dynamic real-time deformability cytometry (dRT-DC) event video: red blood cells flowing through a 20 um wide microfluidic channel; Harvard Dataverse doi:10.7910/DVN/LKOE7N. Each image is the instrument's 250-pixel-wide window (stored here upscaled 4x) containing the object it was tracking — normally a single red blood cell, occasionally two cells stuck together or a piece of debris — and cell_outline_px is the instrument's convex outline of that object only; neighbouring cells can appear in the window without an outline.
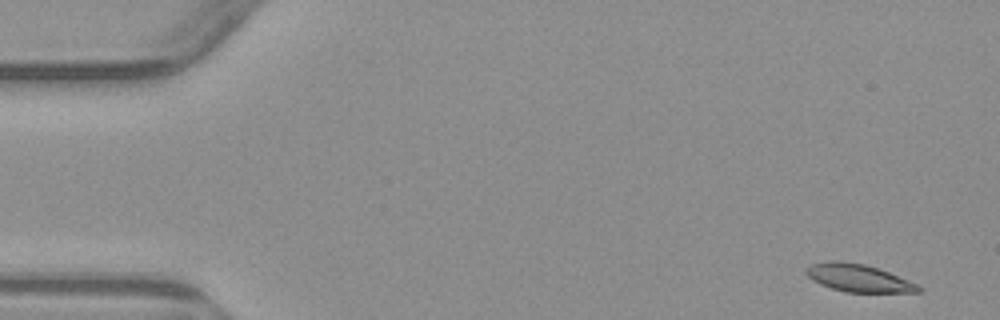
{"species": "common noctule bat (a hibernating species)", "species_latin": "Nyctalus noctula", "temperature_condition": "warm", "stored_images_in_passage": 6, "camera_frame_rate_fps": 3000, "um_per_image_px": 0.085, "animal": {"sex": "male", "body_mass_g": 23.1, "forearm_length_mm": 52.7}, "frame": {"image": 1, "passage_image": 1, "time_ms": 0.0, "image_size_px": [1000, 320], "cell_outline_px": [[920, 292], [844, 292], [820, 284], [812, 280], [804, 272], [812, 264], [828, 260], [836, 260], [864, 264], [888, 272], [916, 284], [920, 288]], "centroid_in_image_um": [72.9, 23.63], "position_along_channel_um": 12.1, "area_um2": 17.74}}
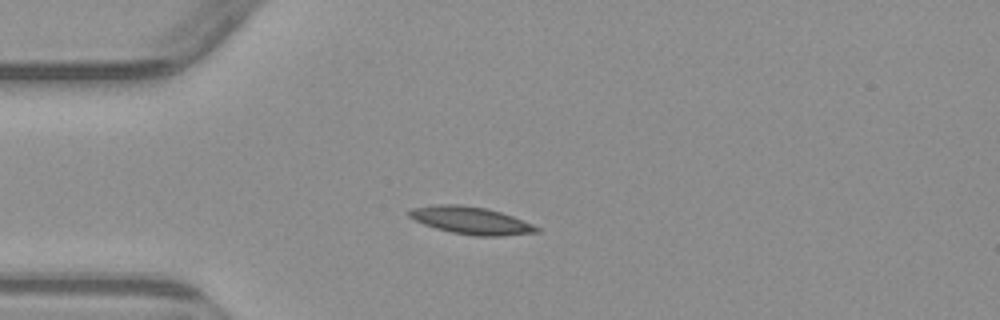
{"frame": {"image": 2, "passage_image": 4, "time_ms": 3.667, "image_size_px": [1000, 320], "cell_outline_px": [[540, 232], [500, 236], [472, 236], [452, 232], [436, 228], [424, 224], [408, 216], [408, 212], [412, 208], [436, 204], [460, 204], [484, 208], [500, 212], [512, 216], [532, 224], [540, 228]], "centroid_in_image_um": [40.03, 18.74], "position_along_channel_um": 45.0, "area_um2": 20.23}}
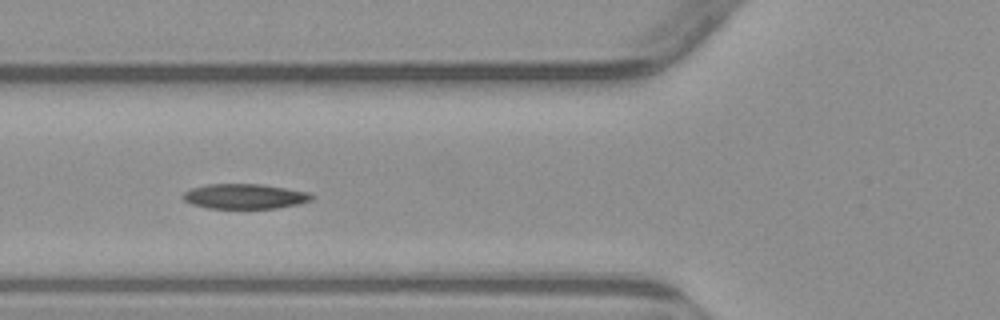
{"frame": {"image": 3, "passage_image": 6, "time_ms": 5.667, "image_size_px": [1000, 320], "cell_outline_px": [[316, 196], [312, 200], [300, 204], [276, 208], [208, 208], [192, 204], [184, 200], [180, 196], [184, 192], [192, 188], [208, 184], [260, 184], [312, 192]], "centroid_in_image_um": [20.85, 16.69], "position_along_channel_um": 104.9, "area_um2": 18.9}}